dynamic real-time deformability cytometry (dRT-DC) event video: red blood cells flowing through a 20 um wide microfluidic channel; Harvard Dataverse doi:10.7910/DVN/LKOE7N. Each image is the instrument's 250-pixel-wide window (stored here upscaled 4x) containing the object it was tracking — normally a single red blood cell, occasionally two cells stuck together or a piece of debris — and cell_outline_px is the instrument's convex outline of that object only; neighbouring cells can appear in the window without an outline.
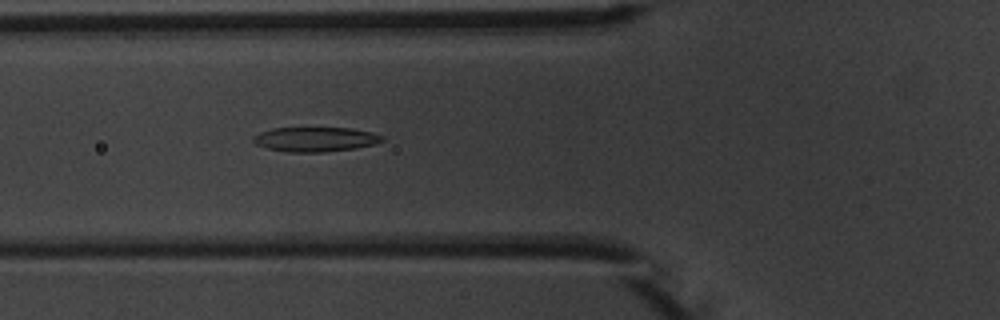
{"species": "common noctule bat (a hibernating species)", "species_latin": "Nyctalus noctula", "temperature_condition": "warm", "stored_images_in_passage": 4, "camera_frame_rate_fps": 3000, "um_per_image_px": 0.085, "animal": {"sex": "male", "body_mass_g": 20.1, "forearm_length_mm": 53.5}, "frame": {"image": 1, "passage_image": 4, "time_ms": 3.333, "image_size_px": [1000, 320], "cell_outline_px": [[384, 140], [376, 144], [356, 148], [324, 152], [288, 152], [268, 148], [256, 144], [252, 140], [252, 136], [260, 132], [272, 128], [352, 128], [372, 132], [384, 136]], "centroid_in_image_um": [26.82, 11.84], "position_along_channel_um": 99.0, "area_um2": 18.55}}